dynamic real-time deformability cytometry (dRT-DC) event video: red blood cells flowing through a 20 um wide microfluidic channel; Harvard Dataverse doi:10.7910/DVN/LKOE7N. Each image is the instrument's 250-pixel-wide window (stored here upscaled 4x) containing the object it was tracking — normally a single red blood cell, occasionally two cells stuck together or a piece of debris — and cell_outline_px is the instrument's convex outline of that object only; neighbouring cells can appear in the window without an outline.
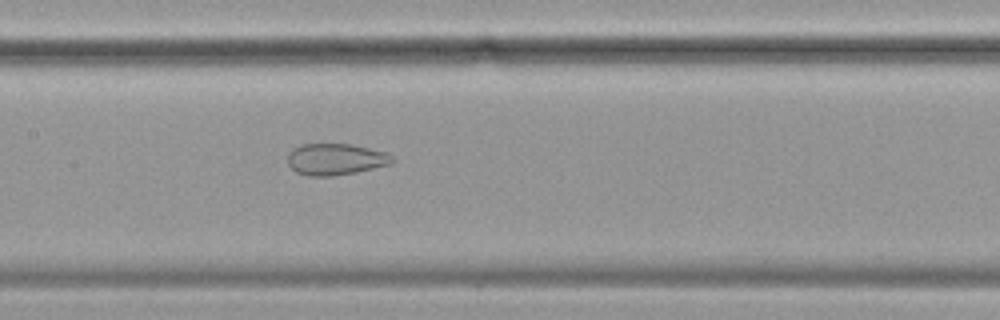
{"species": "common noctule bat (a hibernating species)", "species_latin": "Nyctalus noctula", "temperature_condition": "cold", "stored_images_in_passage": 57, "camera_frame_rate_fps": 3000, "um_per_image_px": 0.085, "animal": {"sex": "female", "body_mass_g": 19.9}, "frame": {"image": 1, "passage_image": 27, "time_ms": 8.667, "image_size_px": [1000, 320], "cell_outline_px": [[396, 160], [392, 164], [356, 172], [332, 176], [308, 176], [296, 172], [288, 164], [288, 152], [292, 148], [300, 144], [352, 144], [384, 152], [392, 156]], "centroid_in_image_um": [28.51, 13.54], "position_along_channel_um": 178.9, "area_um2": 19.31}}
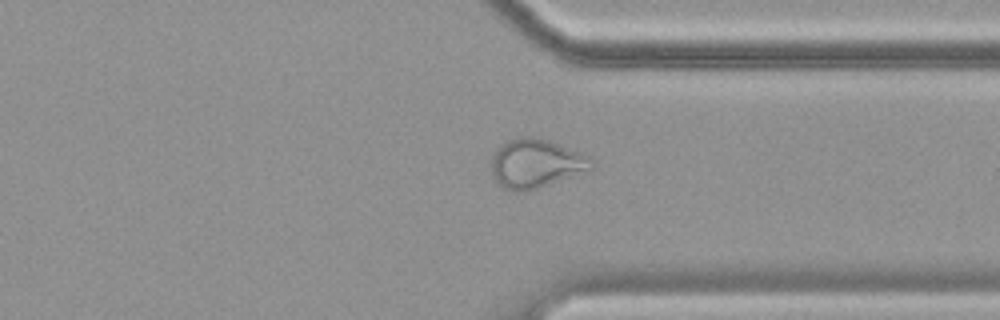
{"frame": {"image": 2, "passage_image": 43, "time_ms": 14.0, "image_size_px": [1000, 320], "cell_outline_px": [[592, 168], [536, 188], [520, 192], [508, 192], [496, 180], [492, 172], [492, 156], [496, 148], [500, 144], [508, 140], [520, 136], [536, 136], [548, 140], [592, 156]], "centroid_in_image_um": [45.51, 13.86], "position_along_channel_um": 365.9, "area_um2": 28.32}}
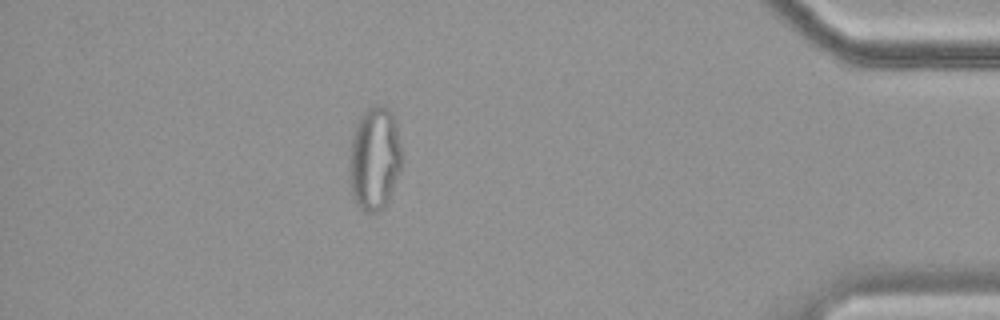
{"frame": {"image": 3, "passage_image": 50, "time_ms": 16.333, "image_size_px": [1000, 320], "cell_outline_px": [[404, 160], [400, 172], [388, 200], [384, 208], [376, 212], [364, 212], [356, 204], [352, 196], [352, 140], [360, 116], [372, 104], [376, 104], [388, 108], [392, 112], [396, 120]], "centroid_in_image_um": [31.92, 13.46], "position_along_channel_um": 403.3, "area_um2": 31.39}, "authors_computed_cell_mechanics": {"area_um2": 29.6514, "velocity_mm_per_s": 3.5153, "shape_relaxation_time_tau1_ms": null, "shape_relaxation_time_tau2_ms": 1.3661, "deformation_change_tau1": null, "deformation_change_tau2": 0.0808}}